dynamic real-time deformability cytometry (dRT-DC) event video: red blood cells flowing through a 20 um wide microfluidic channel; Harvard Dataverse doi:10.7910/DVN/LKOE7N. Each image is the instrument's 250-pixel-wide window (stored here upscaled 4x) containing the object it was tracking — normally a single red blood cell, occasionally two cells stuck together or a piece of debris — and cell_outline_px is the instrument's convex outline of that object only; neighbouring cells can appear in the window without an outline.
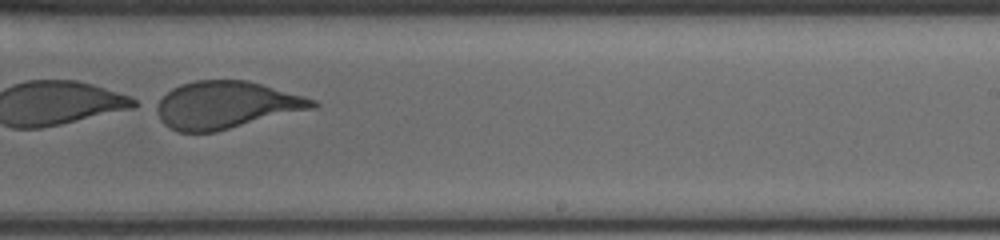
{"species": "human", "species_latin": "Homo sapiens", "temperature_condition": "cold", "stored_images_in_passage": 41, "camera_frame_rate_fps": 3000, "um_per_image_px": 0.085, "donor": {"sex": "male"}, "frame": {"image": 1, "passage_image": 23, "time_ms": 7.333, "image_size_px": [1000, 240], "cell_outline_px": [[320, 104], [316, 108], [216, 132], [176, 132], [164, 124], [160, 120], [156, 112], [156, 108], [160, 100], [172, 88], [180, 84], [196, 80], [248, 80], [316, 100]], "centroid_in_image_um": [19.23, 8.94], "position_along_channel_um": 269.8, "area_um2": 43.06}}
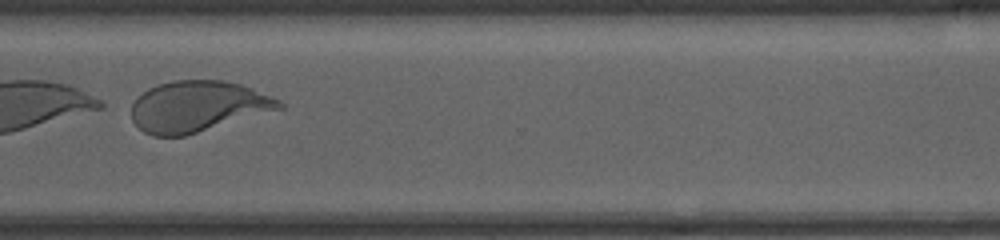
{"frame": {"image": 2, "passage_image": 30, "time_ms": 9.667, "image_size_px": [1000, 240], "cell_outline_px": [[284, 108], [184, 136], [152, 136], [144, 132], [132, 120], [132, 104], [148, 88], [172, 80], [224, 80], [240, 84], [252, 88], [272, 96], [280, 100], [284, 104]], "centroid_in_image_um": [16.83, 9.04], "position_along_channel_um": 353.8, "area_um2": 43.7}}